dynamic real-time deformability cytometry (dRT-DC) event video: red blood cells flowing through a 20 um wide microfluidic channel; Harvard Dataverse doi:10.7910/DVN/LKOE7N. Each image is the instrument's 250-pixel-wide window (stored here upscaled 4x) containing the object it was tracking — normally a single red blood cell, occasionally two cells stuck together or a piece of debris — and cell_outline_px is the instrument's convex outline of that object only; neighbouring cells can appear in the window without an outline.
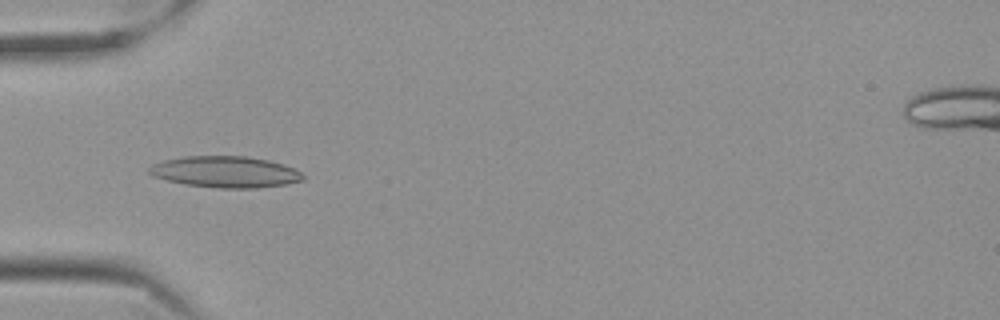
{"species": "Egyptian fruit bat (a non-hibernating species)", "species_latin": "Rousettus aegyptiacus", "temperature_condition": "cold", "stored_images_in_passage": 16, "camera_frame_rate_fps": 3000, "um_per_image_px": 0.085, "frame": {"image": 1, "passage_image": 2, "time_ms": 0.333, "image_size_px": [1000, 320], "cell_outline_px": [[304, 180], [284, 184], [256, 188], [220, 188], [184, 184], [152, 176], [148, 172], [148, 168], [152, 164], [164, 160], [184, 156], [248, 156], [268, 160], [284, 164], [300, 172], [304, 176]], "centroid_in_image_um": [19.13, 14.6], "position_along_channel_um": 65.9, "area_um2": 28.03}}
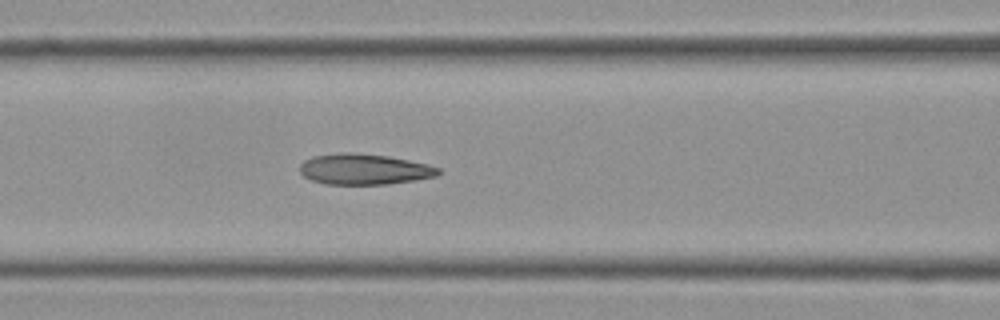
{"frame": {"image": 2, "passage_image": 8, "time_ms": 2.333, "image_size_px": [1000, 320], "cell_outline_px": [[440, 172], [436, 176], [416, 180], [388, 184], [324, 184], [312, 180], [304, 176], [300, 172], [300, 164], [304, 160], [312, 156], [344, 152], [348, 152], [388, 156], [428, 164], [440, 168]], "centroid_in_image_um": [30.95, 14.38], "position_along_channel_um": 135.7, "area_um2": 24.8}}
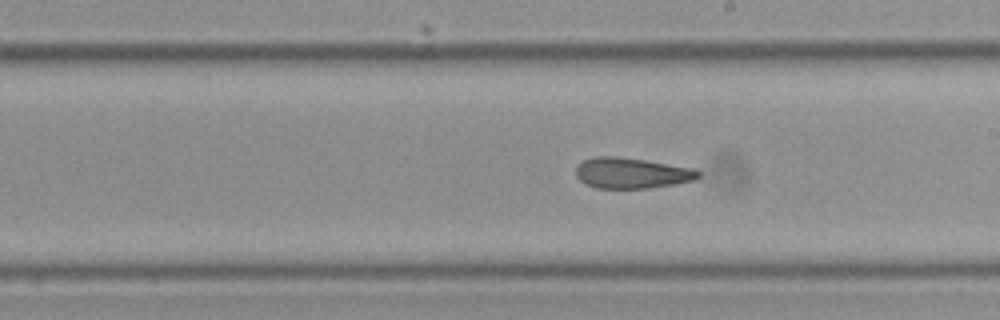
{"frame": {"image": 3, "passage_image": 13, "time_ms": 4.0, "image_size_px": [1000, 320], "cell_outline_px": [[700, 176], [696, 180], [676, 184], [648, 188], [596, 188], [584, 184], [576, 176], [576, 168], [584, 160], [596, 156], [616, 156], [644, 160], [692, 168], [700, 172]], "centroid_in_image_um": [53.69, 14.72], "position_along_channel_um": 235.3, "area_um2": 21.85}}